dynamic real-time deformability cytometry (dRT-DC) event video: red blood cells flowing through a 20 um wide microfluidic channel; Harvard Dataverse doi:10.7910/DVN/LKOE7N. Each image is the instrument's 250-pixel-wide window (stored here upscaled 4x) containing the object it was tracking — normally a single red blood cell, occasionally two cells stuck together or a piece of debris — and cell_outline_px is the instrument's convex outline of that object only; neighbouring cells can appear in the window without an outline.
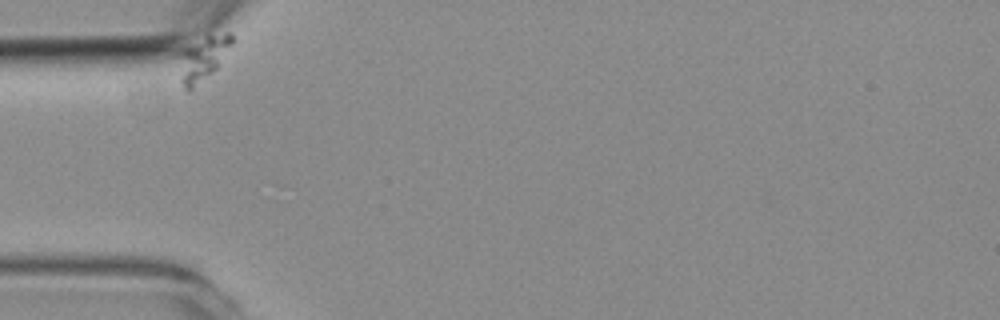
{"species": "common noctule bat (a hibernating species)", "species_latin": "Nyctalus noctula", "temperature_condition": "room temperature", "stored_images_in_passage": 41, "camera_frame_rate_fps": 3000, "um_per_image_px": 0.085, "animal": {"sex": "female", "body_mass_g": 19.3, "forearm_length_mm": 54.1}, "frame": {"image": 1, "passage_image": 1, "time_ms": 0.0, "image_size_px": [1000, 320], "cell_outline_px": [[232, 44], [220, 64], [212, 72], [188, 92], [184, 88], [172, 56], [176, 52], [204, 36], [224, 32], [232, 32]], "centroid_in_image_um": [17.13, 4.94], "position_along_channel_um": 67.9, "area_um2": 14.45}}
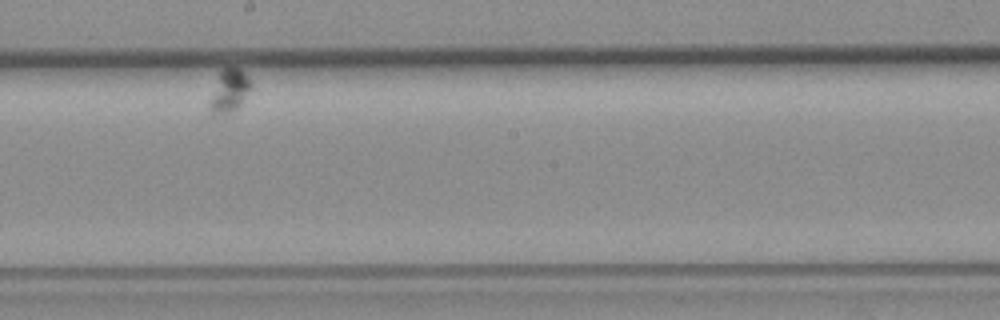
{"frame": {"image": 2, "passage_image": 24, "time_ms": 7.667, "image_size_px": [1000, 320], "cell_outline_px": [[252, 88], [240, 104], [236, 108], [228, 112], [216, 116], [212, 116], [208, 112], [208, 104], [220, 72], [224, 68], [240, 68], [244, 72], [252, 84]], "centroid_in_image_um": [19.46, 7.76], "position_along_channel_um": 228.7, "area_um2": 10.23}}
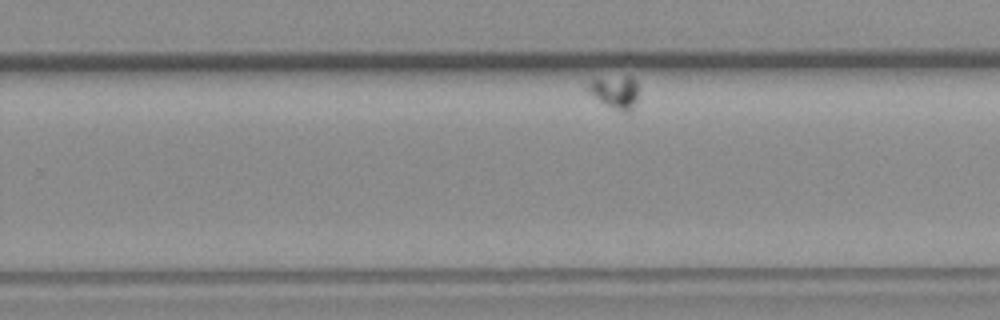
{"frame": {"image": 3, "passage_image": 30, "time_ms": 9.667, "image_size_px": [1000, 320], "cell_outline_px": [[640, 88], [636, 104], [628, 112], [620, 112], [604, 104], [588, 92], [584, 88], [584, 84], [592, 80], [624, 76], [632, 76], [636, 80]], "centroid_in_image_um": [52.31, 7.83], "position_along_channel_um": 277.5, "area_um2": 10.06}}